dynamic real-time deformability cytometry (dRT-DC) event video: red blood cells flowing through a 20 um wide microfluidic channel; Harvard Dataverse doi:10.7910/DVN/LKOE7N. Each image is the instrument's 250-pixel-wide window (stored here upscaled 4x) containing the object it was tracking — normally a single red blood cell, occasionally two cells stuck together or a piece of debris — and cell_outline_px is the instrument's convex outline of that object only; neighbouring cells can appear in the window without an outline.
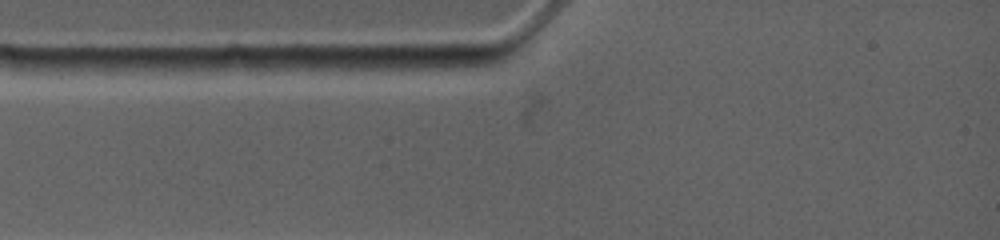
{"species": "common noctule bat (a hibernating species)", "species_latin": "Nyctalus noctula", "temperature_condition": "warm", "stored_images_in_passage": 3, "camera_frame_rate_fps": 4500, "um_per_image_px": 0.085, "animal": {"sex": "female", "body_mass_g": 19.0, "forearm_length_mm": 53.3}, "frame": {"image": 1, "passage_image": 1, "time_ms": 0.0, "image_size_px": [1000, 240], "cell_outline_px": [[496, 60], [492, 64], [464, 72], [352, 68], [364, 56], [488, 56]], "centroid_in_image_um": [36.14, 5.36], "position_along_channel_um": 48.9, "area_um2": 13.29}}